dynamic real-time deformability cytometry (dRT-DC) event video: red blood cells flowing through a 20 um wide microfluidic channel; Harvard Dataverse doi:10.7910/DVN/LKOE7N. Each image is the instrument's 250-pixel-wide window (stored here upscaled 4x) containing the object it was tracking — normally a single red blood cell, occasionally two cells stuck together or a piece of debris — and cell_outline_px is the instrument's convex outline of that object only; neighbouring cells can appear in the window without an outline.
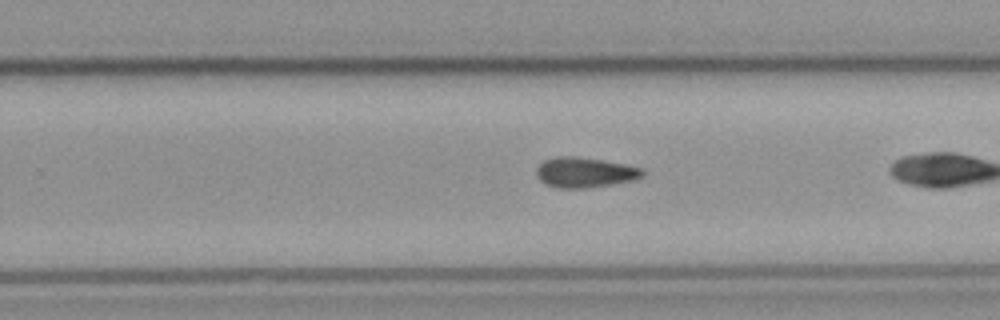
{"species": "common noctule bat (a hibernating species)", "species_latin": "Nyctalus noctula", "temperature_condition": "cold", "stored_images_in_passage": 41, "camera_frame_rate_fps": 3000, "um_per_image_px": 0.085, "animal": {"sex": "male", "body_mass_g": 23.1, "forearm_length_mm": 52.7}, "frame": {"image": 1, "passage_image": 33, "time_ms": 10.667, "image_size_px": [1000, 320], "cell_outline_px": [[644, 176], [632, 180], [612, 184], [588, 188], [560, 188], [548, 184], [540, 180], [536, 176], [536, 168], [544, 160], [556, 156], [576, 156], [624, 164], [640, 168], [644, 172]], "centroid_in_image_um": [49.68, 14.65], "position_along_channel_um": 280.1, "area_um2": 18.5}}